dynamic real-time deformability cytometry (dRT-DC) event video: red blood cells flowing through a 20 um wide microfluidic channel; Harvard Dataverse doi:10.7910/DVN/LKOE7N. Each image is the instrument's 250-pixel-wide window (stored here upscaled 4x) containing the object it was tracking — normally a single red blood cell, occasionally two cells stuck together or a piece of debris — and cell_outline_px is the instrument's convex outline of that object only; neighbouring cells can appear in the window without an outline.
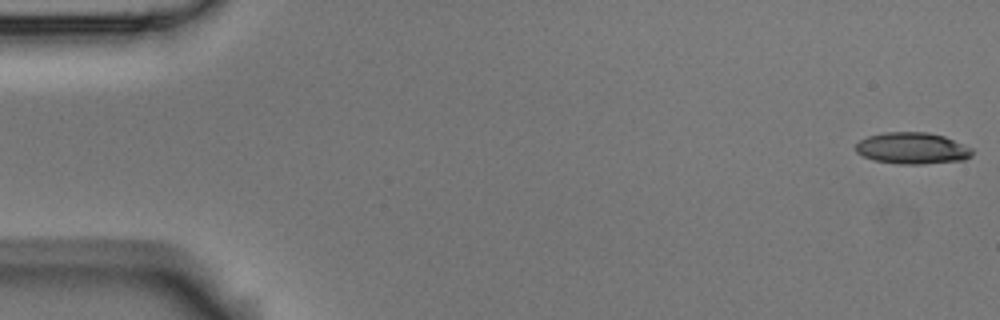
{"species": "Egyptian fruit bat (a non-hibernating species)", "species_latin": "Rousettus aegyptiacus", "temperature_condition": "room temperature", "stored_images_in_passage": 6, "camera_frame_rate_fps": 3000, "um_per_image_px": 0.085, "animal": {"sex": "male"}, "frame": {"image": 1, "passage_image": 1, "time_ms": 0.0, "image_size_px": [1000, 320], "cell_outline_px": [[972, 156], [964, 160], [924, 164], [900, 164], [872, 160], [856, 152], [856, 144], [860, 140], [868, 136], [884, 132], [928, 132], [944, 136], [964, 144], [972, 148]], "centroid_in_image_um": [77.56, 12.6], "position_along_channel_um": 7.4, "area_um2": 21.5}}
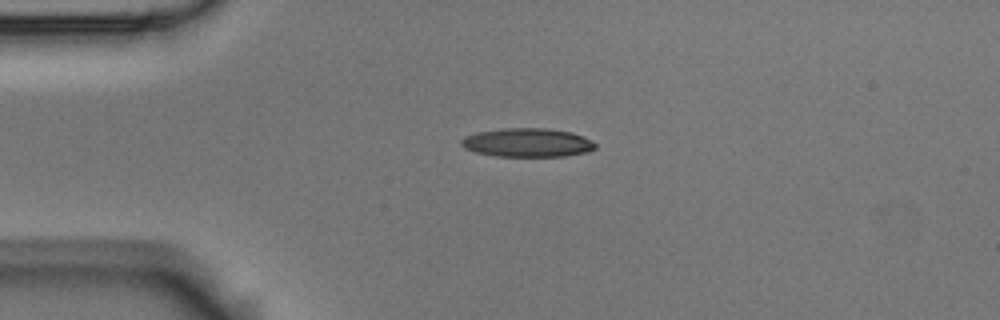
{"frame": {"image": 2, "passage_image": 4, "time_ms": 1.0, "image_size_px": [1000, 320], "cell_outline_px": [[596, 148], [588, 152], [564, 156], [496, 156], [476, 152], [464, 148], [460, 144], [460, 140], [464, 136], [476, 132], [504, 128], [548, 128], [572, 132], [584, 136], [592, 140], [596, 144]], "centroid_in_image_um": [44.84, 12.11], "position_along_channel_um": 40.2, "area_um2": 22.66}}
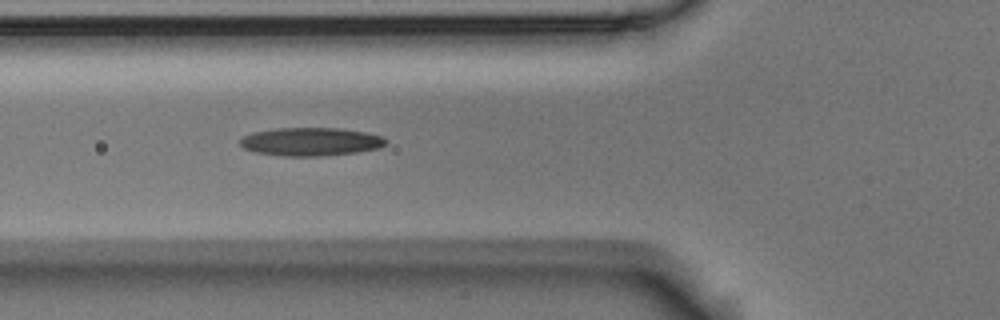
{"frame": {"image": 3, "passage_image": 6, "time_ms": 1.667, "image_size_px": [1000, 320], "cell_outline_px": [[388, 140], [380, 148], [356, 152], [320, 156], [284, 156], [256, 152], [244, 148], [240, 144], [240, 140], [244, 136], [252, 132], [280, 128], [340, 128], [364, 132], [384, 136]], "centroid_in_image_um": [26.44, 12.04], "position_along_channel_um": 99.4, "area_um2": 23.93}}